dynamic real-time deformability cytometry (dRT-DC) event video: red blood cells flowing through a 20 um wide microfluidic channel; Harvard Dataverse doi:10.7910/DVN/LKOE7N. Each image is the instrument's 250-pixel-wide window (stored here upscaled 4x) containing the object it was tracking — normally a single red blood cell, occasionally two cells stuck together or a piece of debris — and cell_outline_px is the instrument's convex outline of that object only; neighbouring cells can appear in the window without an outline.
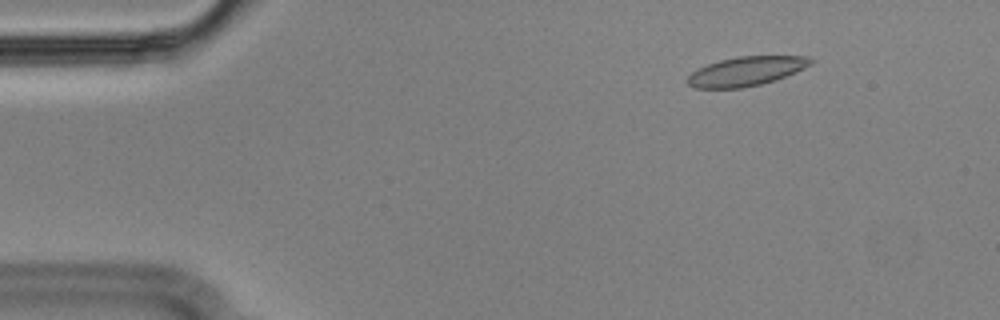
{"species": "Egyptian fruit bat (a non-hibernating species)", "species_latin": "Rousettus aegyptiacus", "temperature_condition": "cold", "stored_images_in_passage": 56, "camera_frame_rate_fps": 3000, "um_per_image_px": 0.085, "animal": {"sex": "male"}, "frame": {"image": 1, "passage_image": 7, "time_ms": 2.0, "image_size_px": [1000, 320], "cell_outline_px": [[812, 64], [796, 72], [776, 80], [760, 84], [740, 88], [696, 88], [688, 84], [688, 76], [696, 68], [720, 60], [736, 56], [808, 56], [812, 60]], "centroid_in_image_um": [63.42, 6.05], "position_along_channel_um": 21.6, "area_um2": 20.92}}
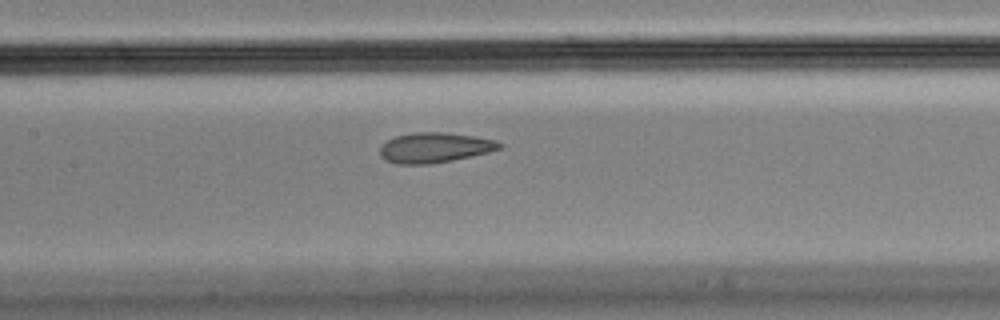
{"frame": {"image": 2, "passage_image": 26, "time_ms": 8.333, "image_size_px": [1000, 320], "cell_outline_px": [[504, 144], [500, 148], [488, 152], [452, 160], [428, 164], [396, 164], [384, 160], [380, 156], [380, 144], [396, 136], [416, 132], [444, 132], [472, 136], [496, 140]], "centroid_in_image_um": [36.9, 12.55], "position_along_channel_um": 170.5, "area_um2": 20.92}}
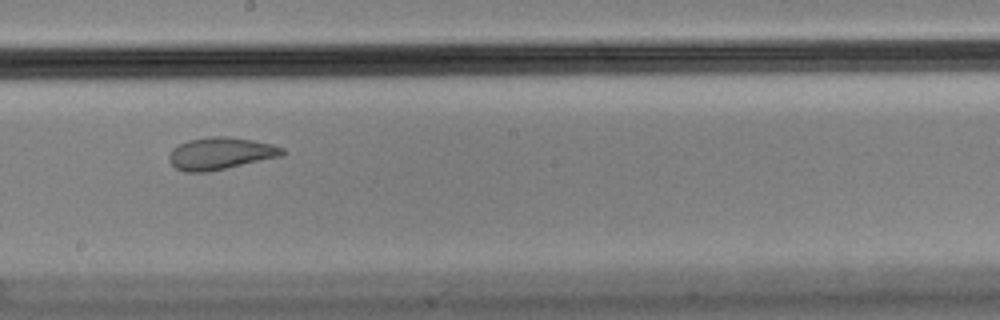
{"frame": {"image": 3, "passage_image": 31, "time_ms": 10.0, "image_size_px": [1000, 320], "cell_outline_px": [[284, 156], [208, 172], [184, 172], [176, 168], [168, 160], [168, 156], [172, 148], [188, 140], [212, 136], [224, 136], [252, 140], [272, 144], [284, 148]], "centroid_in_image_um": [18.74, 13.05], "position_along_channel_um": 229.5, "area_um2": 21.33}, "authors_computed_cell_mechanics": {"area_um2": 21.9062, "velocity_mm_per_s": 3.5597, "shape_relaxation_time_tau1_ms": null, "shape_relaxation_time_tau2_ms": 0.8296, "deformation_change_tau1": null, "deformation_change_tau2": 0.0468}}